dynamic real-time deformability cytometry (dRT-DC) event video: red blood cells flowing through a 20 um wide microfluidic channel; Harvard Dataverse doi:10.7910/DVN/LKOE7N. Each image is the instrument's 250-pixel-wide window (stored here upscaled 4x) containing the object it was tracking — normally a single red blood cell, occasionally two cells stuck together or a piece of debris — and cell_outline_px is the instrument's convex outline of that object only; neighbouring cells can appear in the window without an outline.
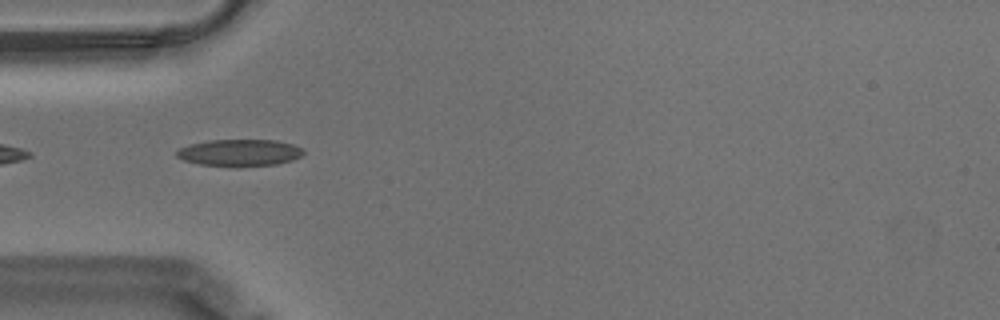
{"species": "Egyptian fruit bat (a non-hibernating species)", "species_latin": "Rousettus aegyptiacus", "temperature_condition": "warm", "stored_images_in_passage": 4, "camera_frame_rate_fps": 3000, "um_per_image_px": 0.085, "animal": {"sex": "male"}, "frame": {"image": 1, "passage_image": 1, "time_ms": 0.0, "image_size_px": [1000, 320], "cell_outline_px": [[304, 152], [300, 156], [292, 160], [276, 164], [236, 168], [200, 164], [184, 160], [176, 156], [176, 152], [180, 148], [192, 144], [208, 140], [276, 140], [292, 144], [304, 148]], "centroid_in_image_um": [20.38, 13.0], "position_along_channel_um": 64.6, "area_um2": 20.06}}